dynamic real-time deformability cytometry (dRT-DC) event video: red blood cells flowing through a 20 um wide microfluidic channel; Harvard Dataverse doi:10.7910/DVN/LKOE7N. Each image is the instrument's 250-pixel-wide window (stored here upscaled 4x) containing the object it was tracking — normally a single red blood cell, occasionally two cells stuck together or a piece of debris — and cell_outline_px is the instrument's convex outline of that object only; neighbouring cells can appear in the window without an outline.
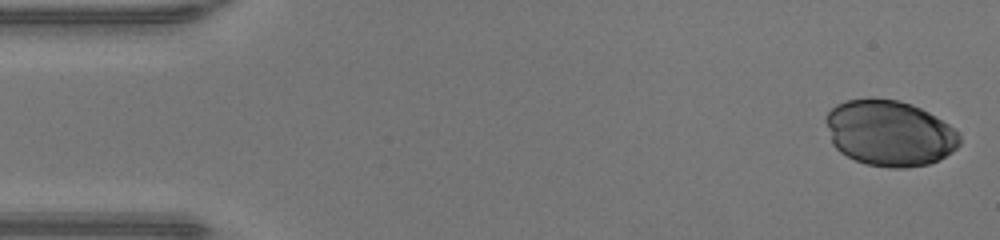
{"species": "human", "species_latin": "Homo sapiens", "temperature_condition": "warm", "stored_images_in_passage": 40, "camera_frame_rate_fps": 3000, "um_per_image_px": 0.085, "donor": {"sex": "male"}, "frame": {"image": 1, "passage_image": 1, "time_ms": 0.0, "image_size_px": [1000, 240], "cell_outline_px": [[960, 144], [952, 152], [928, 164], [908, 168], [888, 168], [868, 164], [856, 160], [840, 152], [832, 144], [824, 120], [828, 112], [836, 104], [844, 100], [868, 96], [872, 96], [900, 100], [912, 104], [928, 112], [948, 124], [960, 136]], "centroid_in_image_um": [75.56, 11.28], "position_along_channel_um": 9.4, "area_um2": 51.73}}
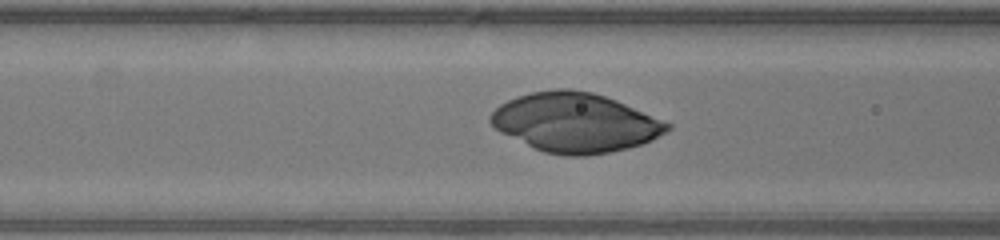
{"frame": {"image": 2, "passage_image": 18, "time_ms": 5.667, "image_size_px": [1000, 240], "cell_outline_px": [[672, 128], [652, 140], [644, 144], [628, 148], [588, 156], [564, 156], [544, 152], [500, 132], [488, 120], [488, 116], [500, 104], [516, 96], [532, 92], [556, 88], [572, 88], [592, 92], [616, 100], [672, 124]], "centroid_in_image_um": [48.89, 10.41], "position_along_channel_um": 117.7, "area_um2": 61.04}}
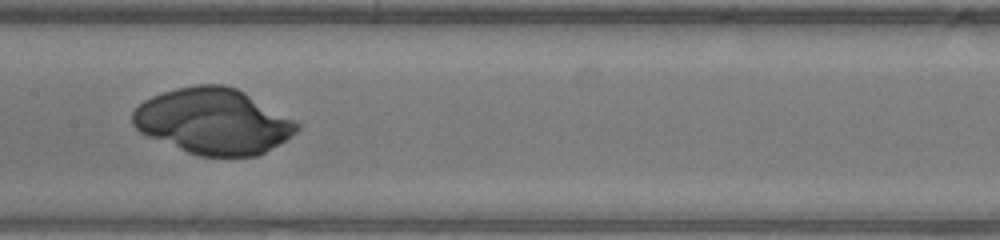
{"frame": {"image": 3, "passage_image": 23, "time_ms": 7.333, "image_size_px": [1000, 240], "cell_outline_px": [[300, 128], [292, 136], [264, 152], [256, 156], [200, 156], [188, 152], [148, 136], [140, 132], [132, 124], [132, 112], [144, 100], [152, 96], [176, 88], [196, 84], [224, 84], [236, 88], [244, 92], [300, 124]], "centroid_in_image_um": [18.1, 10.3], "position_along_channel_um": 189.3, "area_um2": 62.31}}